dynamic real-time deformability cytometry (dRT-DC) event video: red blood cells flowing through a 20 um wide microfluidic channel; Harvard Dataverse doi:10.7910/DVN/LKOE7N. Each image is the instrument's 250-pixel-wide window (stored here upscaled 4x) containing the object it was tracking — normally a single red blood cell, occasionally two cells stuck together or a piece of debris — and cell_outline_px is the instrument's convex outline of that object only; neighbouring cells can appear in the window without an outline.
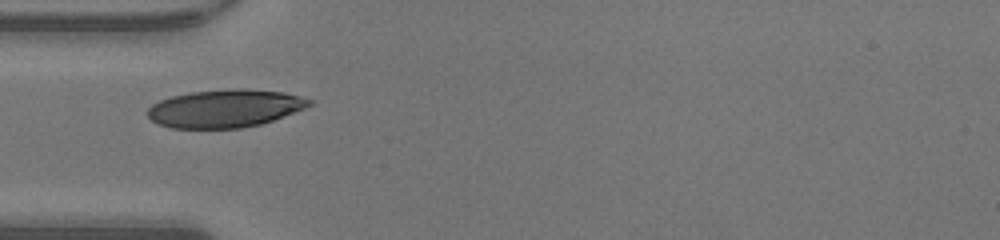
{"species": "human", "species_latin": "Homo sapiens", "temperature_condition": "warm", "stored_images_in_passage": 34, "camera_frame_rate_fps": 3000, "um_per_image_px": 0.085, "donor": {"sex": "male"}, "frame": {"image": 1, "passage_image": 1, "time_ms": 0.0, "image_size_px": [1000, 240], "cell_outline_px": [[316, 100], [312, 104], [304, 108], [272, 120], [260, 124], [240, 128], [172, 128], [160, 124], [152, 120], [144, 112], [152, 104], [160, 100], [172, 96], [192, 92], [236, 88], [244, 88], [284, 92]], "centroid_in_image_um": [19.12, 9.21], "position_along_channel_um": 65.9, "area_um2": 35.66}}
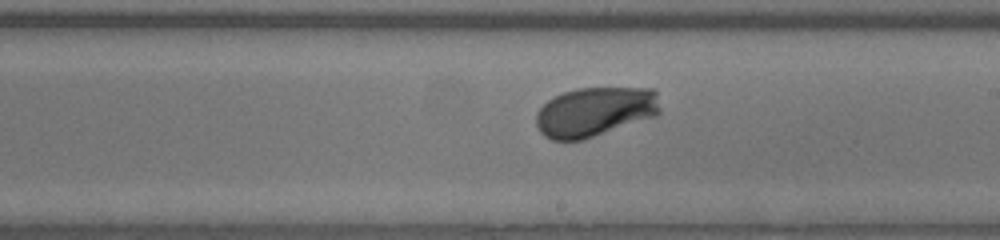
{"frame": {"image": 2, "passage_image": 13, "time_ms": 4.0, "image_size_px": [1000, 240], "cell_outline_px": [[660, 112], [656, 116], [580, 140], [552, 140], [544, 136], [540, 132], [536, 124], [536, 112], [548, 100], [564, 92], [576, 88], [656, 88], [660, 108]], "centroid_in_image_um": [50.57, 9.48], "position_along_channel_um": 238.4, "area_um2": 35.66}}
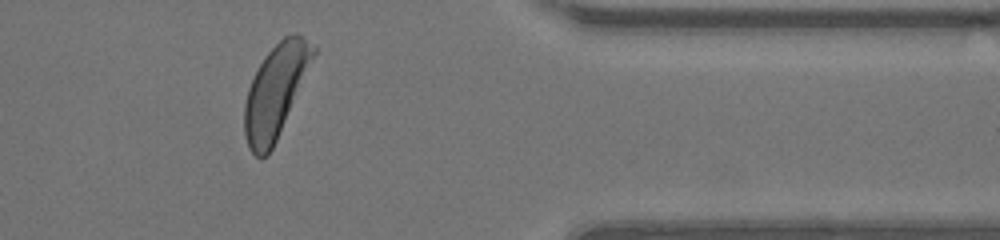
{"frame": {"image": 3, "passage_image": 25, "time_ms": 8.0, "image_size_px": [1000, 240], "cell_outline_px": [[316, 52], [276, 140], [268, 156], [260, 160], [248, 148], [244, 132], [244, 104], [248, 88], [264, 56], [284, 36], [296, 32], [316, 48]], "centroid_in_image_um": [23.38, 7.79], "position_along_channel_um": 388.0, "area_um2": 36.36}, "authors_computed_cell_mechanics": {"area_um2": 35.6626, "velocity_mm_per_s": 4.2919, "shape_relaxation_time_tau1_ms": 1.9541, "shape_relaxation_time_tau2_ms": null, "deformation_change_tau1": 0.1375, "deformation_change_tau2": null}}